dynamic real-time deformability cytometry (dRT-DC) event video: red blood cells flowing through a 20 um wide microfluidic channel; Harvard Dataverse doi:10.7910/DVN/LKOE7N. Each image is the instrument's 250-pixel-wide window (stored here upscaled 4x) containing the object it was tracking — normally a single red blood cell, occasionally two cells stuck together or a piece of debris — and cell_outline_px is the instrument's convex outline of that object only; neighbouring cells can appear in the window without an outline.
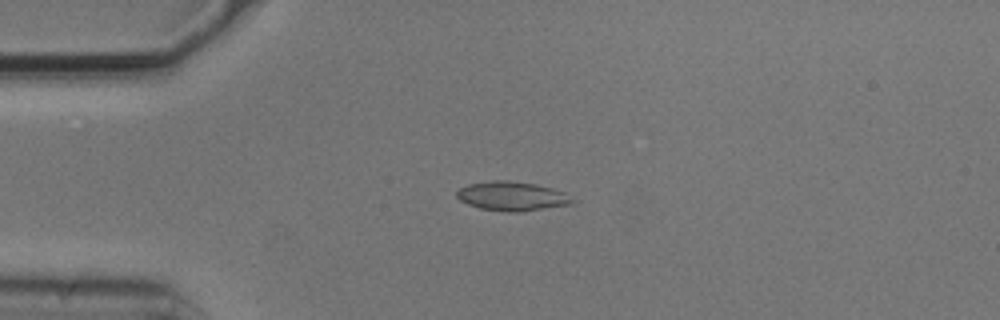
{"species": "common noctule bat (a hibernating species)", "species_latin": "Nyctalus noctula", "temperature_condition": "cold", "stored_images_in_passage": 5, "camera_frame_rate_fps": 3000, "um_per_image_px": 0.085, "animal": {"sex": "male", "body_mass_g": 20.5, "forearm_length_mm": 52.5}, "frame": {"image": 1, "passage_image": 2, "time_ms": 0.333, "image_size_px": [1000, 320], "cell_outline_px": [[576, 200], [572, 204], [520, 212], [508, 212], [480, 208], [468, 204], [460, 200], [456, 196], [456, 192], [460, 188], [468, 184], [492, 180], [508, 180], [536, 184], [552, 188], [564, 192]], "centroid_in_image_um": [43.53, 16.67], "position_along_channel_um": 41.5, "area_um2": 19.71}}
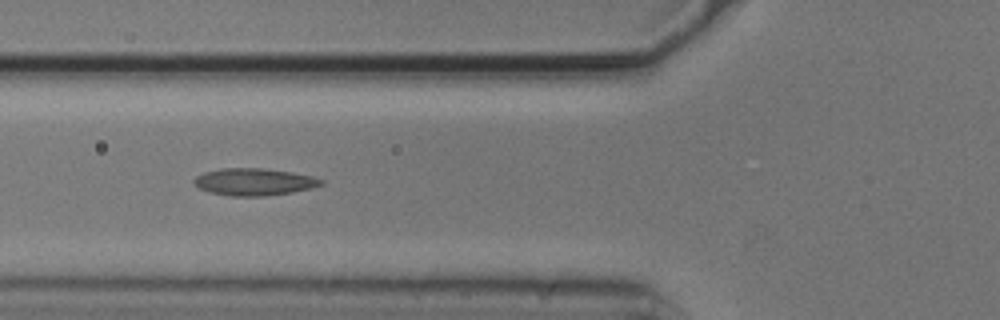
{"frame": {"image": 2, "passage_image": 4, "time_ms": 1.0, "image_size_px": [1000, 320], "cell_outline_px": [[324, 184], [312, 188], [292, 192], [264, 196], [228, 196], [208, 192], [192, 184], [192, 180], [196, 176], [204, 172], [224, 168], [260, 168], [288, 172], [312, 176], [324, 180]], "centroid_in_image_um": [21.56, 15.47], "position_along_channel_um": 104.2, "area_um2": 20.11}}
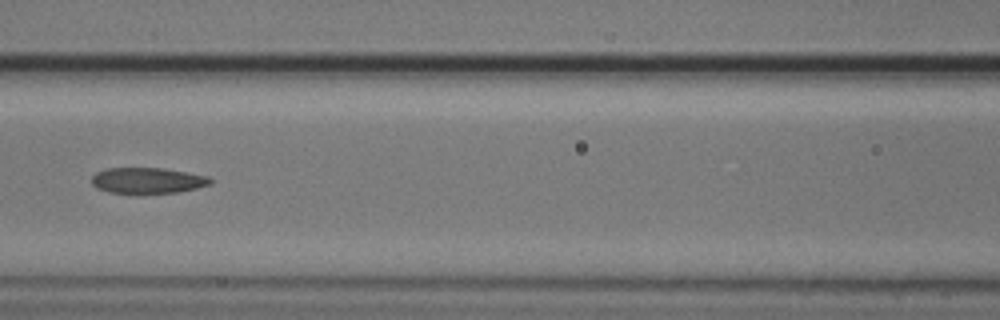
{"frame": {"image": 3, "passage_image": 5, "time_ms": 1.333, "image_size_px": [1000, 320], "cell_outline_px": [[212, 184], [180, 192], [136, 196], [108, 192], [96, 188], [92, 184], [92, 176], [96, 172], [104, 168], [164, 168], [208, 176], [212, 180]], "centroid_in_image_um": [12.51, 15.38], "position_along_channel_um": 154.1, "area_um2": 18.73}}